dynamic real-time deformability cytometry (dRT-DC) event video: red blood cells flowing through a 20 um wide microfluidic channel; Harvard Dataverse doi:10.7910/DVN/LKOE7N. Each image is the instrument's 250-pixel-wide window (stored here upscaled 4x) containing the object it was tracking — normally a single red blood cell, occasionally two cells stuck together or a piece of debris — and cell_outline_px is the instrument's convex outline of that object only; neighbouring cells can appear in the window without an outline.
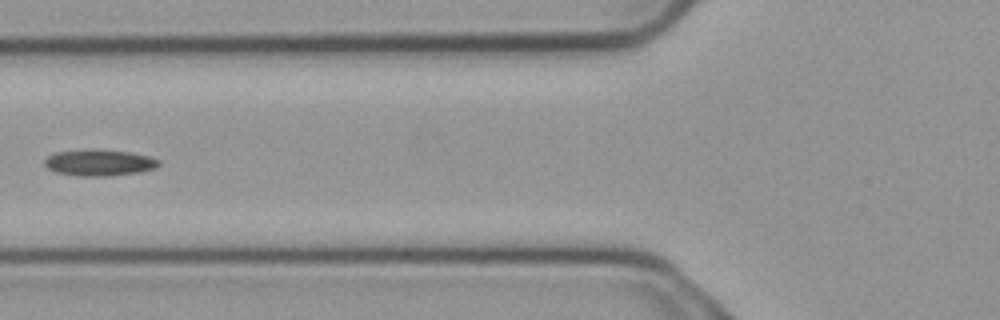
{"species": "common noctule bat (a hibernating species)", "species_latin": "Nyctalus noctula", "temperature_condition": "cold", "stored_images_in_passage": 7, "camera_frame_rate_fps": 3000, "um_per_image_px": 0.085, "animal": {"sex": "male", "body_mass_g": 23.1, "forearm_length_mm": 52.7}, "frame": {"image": 1, "passage_image": 7, "time_ms": 2.0, "image_size_px": [1000, 320], "cell_outline_px": [[160, 164], [156, 168], [140, 172], [108, 176], [76, 176], [56, 172], [48, 168], [44, 164], [44, 160], [48, 156], [56, 152], [100, 148], [128, 152], [148, 156], [160, 160]], "centroid_in_image_um": [8.44, 13.82], "position_along_channel_um": 117.4, "area_um2": 17.69}}